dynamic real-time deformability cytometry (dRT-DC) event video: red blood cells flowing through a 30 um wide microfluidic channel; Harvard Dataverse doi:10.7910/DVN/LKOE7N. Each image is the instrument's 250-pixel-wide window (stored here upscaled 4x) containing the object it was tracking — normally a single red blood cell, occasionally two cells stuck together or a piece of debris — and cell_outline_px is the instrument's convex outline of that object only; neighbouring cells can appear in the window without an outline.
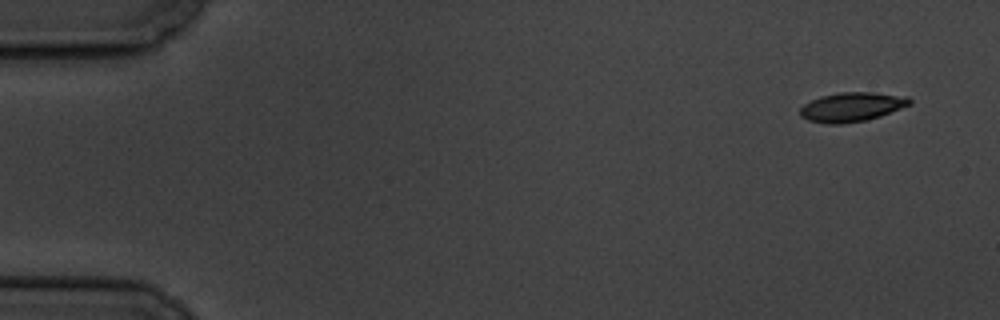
{"species": "common noctule bat (a hibernating species)", "species_latin": "Nyctalus noctula", "temperature_condition": "cold", "stored_images_in_passage": 5, "camera_frame_rate_fps": 3000, "um_per_image_px": 0.085, "animal": {"sex": "male", "body_mass_g": 19.5, "forearm_length_mm": 54.6}, "frame": {"image": 1, "passage_image": 1, "time_ms": 0.0, "image_size_px": [1000, 320], "cell_outline_px": [[912, 104], [880, 116], [868, 120], [844, 124], [828, 124], [808, 120], [800, 116], [800, 108], [804, 104], [820, 96], [840, 92], [872, 92], [908, 96], [912, 100]], "centroid_in_image_um": [72.42, 9.09], "position_along_channel_um": 12.6, "area_um2": 18.84}}
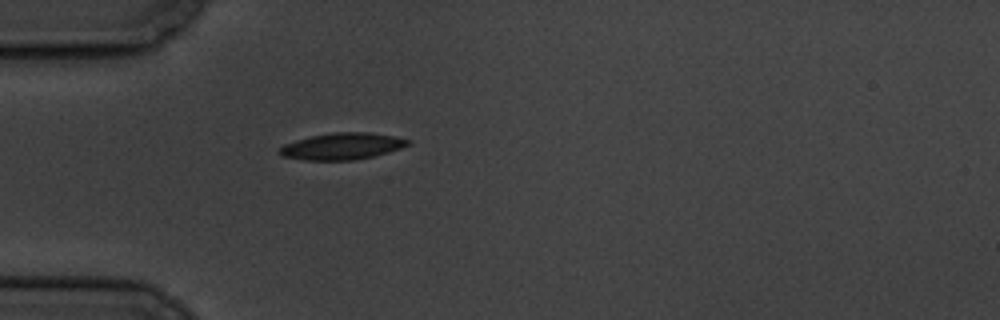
{"frame": {"image": 2, "passage_image": 5, "time_ms": 4.667, "image_size_px": [1000, 320], "cell_outline_px": [[408, 144], [400, 148], [388, 152], [372, 156], [352, 160], [304, 160], [280, 156], [276, 152], [284, 144], [296, 140], [312, 136], [332, 132], [368, 132], [392, 136], [408, 140]], "centroid_in_image_um": [28.99, 12.43], "position_along_channel_um": 56.0, "area_um2": 19.71}}